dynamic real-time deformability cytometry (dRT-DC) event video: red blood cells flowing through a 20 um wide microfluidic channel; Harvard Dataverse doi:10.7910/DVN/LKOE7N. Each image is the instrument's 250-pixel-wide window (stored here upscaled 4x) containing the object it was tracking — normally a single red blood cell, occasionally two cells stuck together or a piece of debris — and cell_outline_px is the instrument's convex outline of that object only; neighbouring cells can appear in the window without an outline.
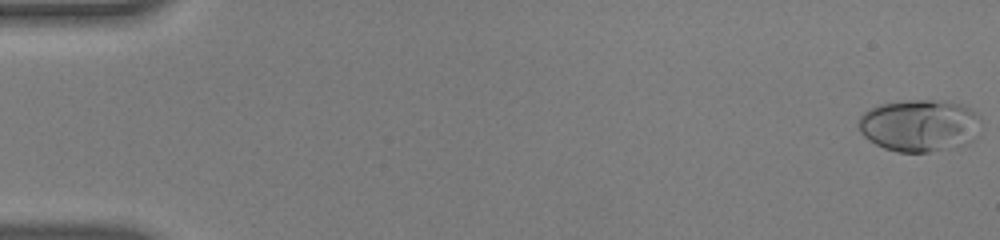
{"species": "human", "species_latin": "Homo sapiens", "temperature_condition": "warm", "stored_images_in_passage": 55, "camera_frame_rate_fps": 3000, "um_per_image_px": 0.085, "donor": {"sex": "male"}, "frame": {"image": 1, "passage_image": 1, "time_ms": 0.0, "image_size_px": [1000, 240], "cell_outline_px": [[980, 136], [968, 144], [928, 152], [896, 152], [884, 148], [868, 140], [860, 132], [860, 116], [864, 112], [880, 104], [908, 100], [944, 100], [964, 104], [980, 116]], "centroid_in_image_um": [78.23, 10.66], "position_along_channel_um": 6.8, "area_um2": 37.69}}
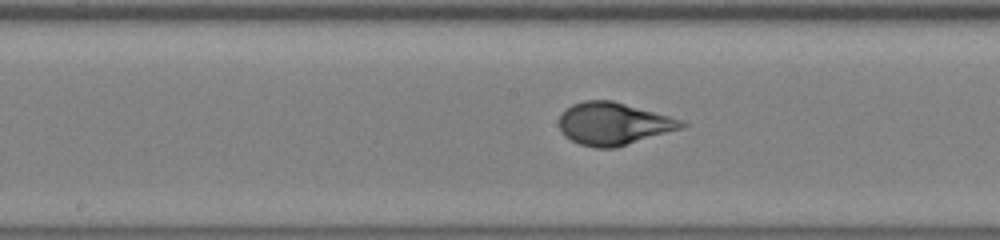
{"frame": {"image": 2, "passage_image": 29, "time_ms": 9.333, "image_size_px": [1000, 240], "cell_outline_px": [[688, 124], [684, 128], [616, 148], [596, 148], [580, 144], [564, 136], [560, 128], [560, 116], [572, 104], [584, 100], [612, 100], [668, 116], [680, 120]], "centroid_in_image_um": [52.16, 10.53], "position_along_channel_um": 196.0, "area_um2": 30.11}}
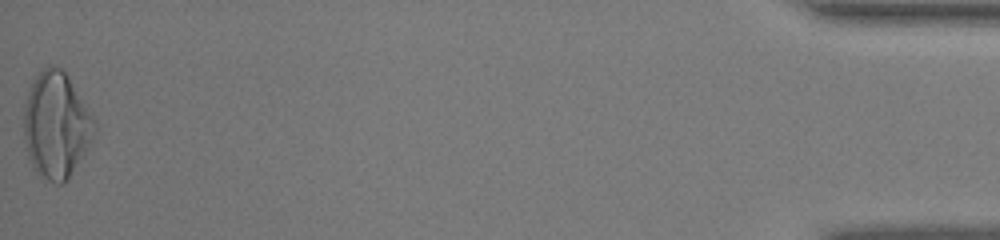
{"frame": {"image": 3, "passage_image": 55, "time_ms": 18.0, "image_size_px": [1000, 240], "cell_outline_px": [[96, 132], [88, 148], [68, 180], [64, 184], [56, 184], [40, 176], [36, 172], [28, 156], [24, 140], [24, 108], [28, 92], [32, 80], [48, 64], [56, 64], [68, 76], [92, 116], [96, 124]], "centroid_in_image_um": [4.78, 10.65], "position_along_channel_um": 430.4, "area_um2": 43.7}, "authors_computed_cell_mechanics": {"area_um2": 31.212, "velocity_mm_per_s": 3.8216, "shape_relaxation_time_tau1_ms": 4.9277, "shape_relaxation_time_tau2_ms": null, "deformation_change_tau1": 0.2634, "deformation_change_tau2": null}}